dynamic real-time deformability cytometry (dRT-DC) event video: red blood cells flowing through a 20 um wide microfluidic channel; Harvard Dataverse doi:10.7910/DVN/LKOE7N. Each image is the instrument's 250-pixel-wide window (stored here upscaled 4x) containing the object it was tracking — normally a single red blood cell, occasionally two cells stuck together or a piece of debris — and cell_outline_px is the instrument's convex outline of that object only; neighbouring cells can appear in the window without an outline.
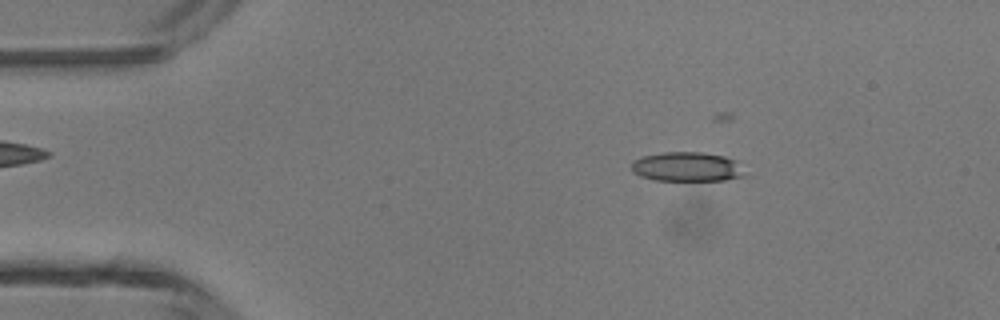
{"species": "common noctule bat (a hibernating species)", "species_latin": "Nyctalus noctula", "temperature_condition": "room temperature", "stored_images_in_passage": 19, "camera_frame_rate_fps": 3000, "um_per_image_px": 0.085, "animal": {"sex": "male", "body_mass_g": 13.3}, "frame": {"image": 1, "passage_image": 9, "time_ms": 2.667, "image_size_px": [1000, 320], "cell_outline_px": [[744, 176], [724, 180], [656, 180], [640, 176], [632, 172], [632, 160], [640, 156], [664, 152], [704, 152], [724, 156], [736, 160]], "centroid_in_image_um": [58.33, 14.16], "position_along_channel_um": 26.7, "area_um2": 19.36}}
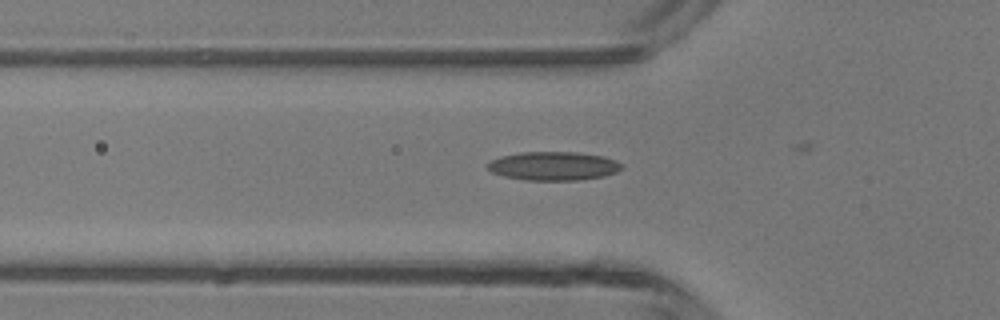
{"frame": {"image": 2, "passage_image": 17, "time_ms": 5.333, "image_size_px": [1000, 320], "cell_outline_px": [[624, 168], [616, 172], [604, 176], [576, 180], [524, 180], [504, 176], [492, 172], [488, 168], [488, 164], [492, 160], [500, 156], [520, 152], [576, 152], [604, 156], [616, 160], [624, 164]], "centroid_in_image_um": [47.09, 14.1], "position_along_channel_um": 78.7, "area_um2": 22.48}}